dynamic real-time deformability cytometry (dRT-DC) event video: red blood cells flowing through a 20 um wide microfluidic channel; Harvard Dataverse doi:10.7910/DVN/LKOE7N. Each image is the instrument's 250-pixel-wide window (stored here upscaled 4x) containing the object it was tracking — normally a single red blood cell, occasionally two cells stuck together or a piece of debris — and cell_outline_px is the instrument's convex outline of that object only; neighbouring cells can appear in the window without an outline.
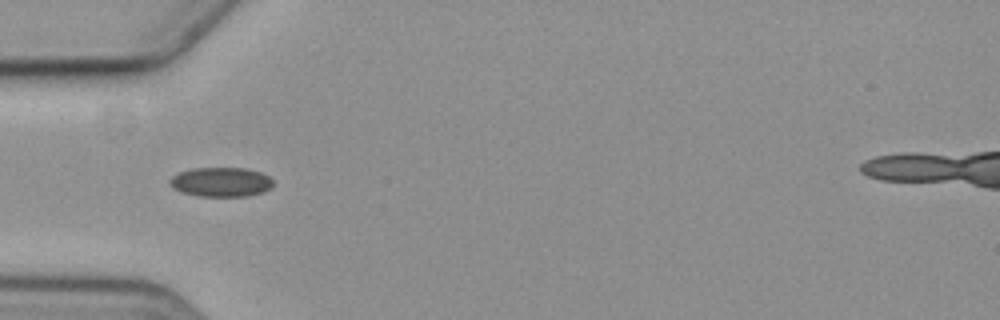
{"species": "common noctule bat (a hibernating species)", "species_latin": "Nyctalus noctula", "temperature_condition": "cold", "stored_images_in_passage": 10, "camera_frame_rate_fps": 3000, "um_per_image_px": 0.085, "animal": {"sex": "female", "body_mass_g": 19.3, "forearm_length_mm": 54.1}, "frame": {"image": 1, "passage_image": 5, "time_ms": 6.333, "image_size_px": [1000, 320], "cell_outline_px": [[272, 188], [264, 192], [248, 196], [196, 196], [180, 192], [172, 188], [168, 184], [168, 180], [172, 176], [180, 172], [192, 168], [248, 168], [260, 172], [268, 176], [272, 180]], "centroid_in_image_um": [18.76, 15.48], "position_along_channel_um": 66.2, "area_um2": 17.98}}
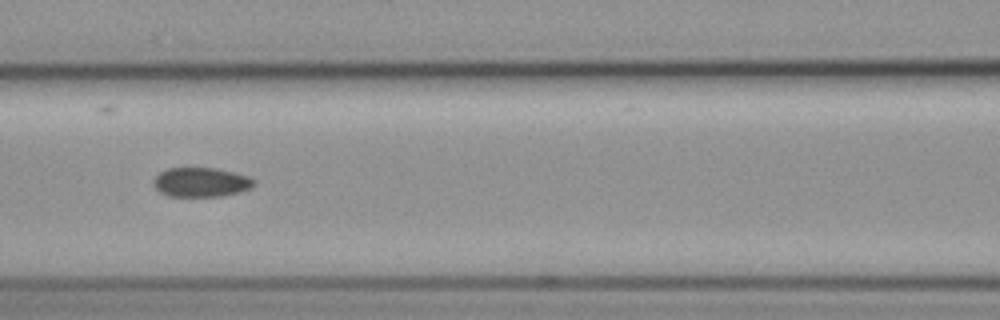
{"frame": {"image": 2, "passage_image": 7, "time_ms": 8.667, "image_size_px": [1000, 320], "cell_outline_px": [[256, 184], [252, 188], [240, 192], [224, 196], [168, 196], [160, 192], [152, 184], [152, 180], [160, 172], [168, 168], [216, 168], [248, 176], [256, 180]], "centroid_in_image_um": [17.11, 15.49], "position_along_channel_um": 149.5, "area_um2": 17.34}}
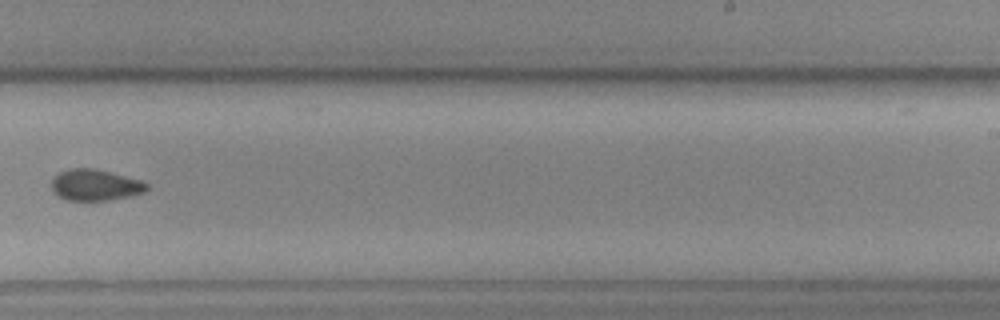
{"frame": {"image": 3, "passage_image": 10, "time_ms": 12.333, "image_size_px": [1000, 320], "cell_outline_px": [[148, 188], [144, 192], [128, 196], [108, 200], [64, 200], [52, 188], [52, 180], [60, 172], [72, 168], [92, 168], [140, 180], [148, 184]], "centroid_in_image_um": [8.09, 15.73], "position_along_channel_um": 280.9, "area_um2": 16.88}}